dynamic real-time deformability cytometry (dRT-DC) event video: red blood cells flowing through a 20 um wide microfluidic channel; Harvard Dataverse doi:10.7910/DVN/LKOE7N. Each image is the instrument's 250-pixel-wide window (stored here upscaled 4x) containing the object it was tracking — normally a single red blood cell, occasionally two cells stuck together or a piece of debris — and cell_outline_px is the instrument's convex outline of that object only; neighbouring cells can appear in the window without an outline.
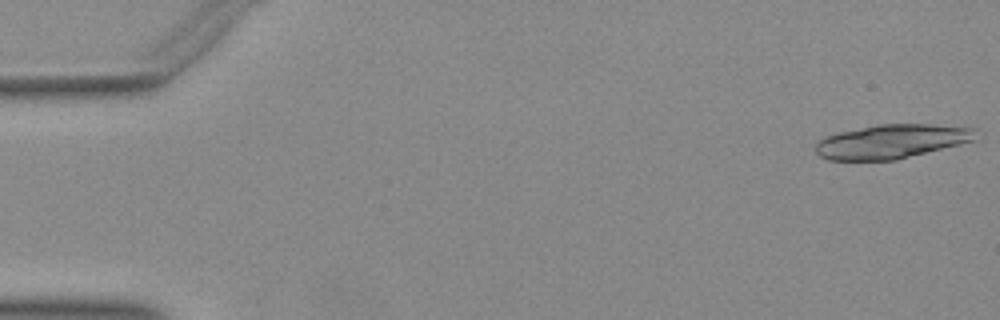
{"species": "Egyptian fruit bat (a non-hibernating species)", "species_latin": "Rousettus aegyptiacus", "temperature_condition": "warm", "stored_images_in_passage": 10, "camera_frame_rate_fps": 3000, "um_per_image_px": 0.085, "animal": {"sex": "female"}, "frame": {"image": 1, "passage_image": 1, "time_ms": 0.0, "image_size_px": [1000, 320], "cell_outline_px": [[976, 140], [896, 160], [828, 160], [820, 156], [816, 152], [816, 144], [820, 140], [828, 136], [840, 132], [876, 124], [932, 124], [976, 128]], "centroid_in_image_um": [75.81, 12.02], "position_along_channel_um": 9.2, "area_um2": 31.67}}